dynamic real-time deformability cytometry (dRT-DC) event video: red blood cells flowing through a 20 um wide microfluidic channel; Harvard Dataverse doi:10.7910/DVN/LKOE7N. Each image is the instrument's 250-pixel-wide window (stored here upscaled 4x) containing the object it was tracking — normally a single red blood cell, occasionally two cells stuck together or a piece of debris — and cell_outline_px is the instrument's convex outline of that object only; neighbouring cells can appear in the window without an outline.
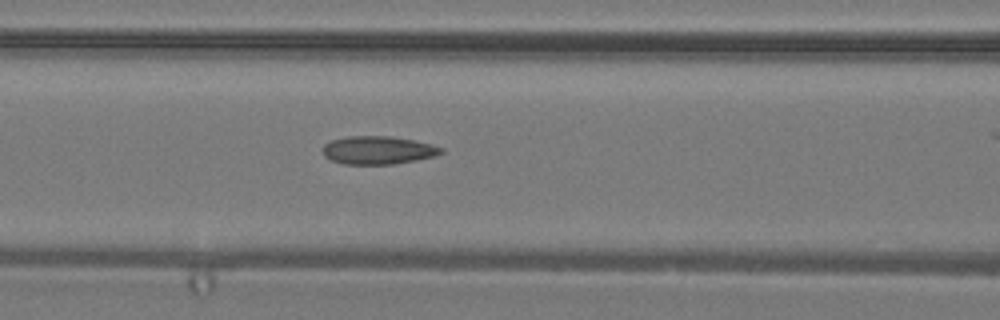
{"species": "common noctule bat (a hibernating species)", "species_latin": "Nyctalus noctula", "temperature_condition": "warm", "stored_images_in_passage": 25, "camera_frame_rate_fps": 3000, "um_per_image_px": 0.085, "animal": {"sex": "male", "body_mass_g": 19.2, "forearm_length_mm": 51.8}, "frame": {"image": 1, "passage_image": 9, "time_ms": 2.667, "image_size_px": [1000, 320], "cell_outline_px": [[444, 152], [436, 156], [416, 160], [392, 164], [344, 164], [332, 160], [324, 156], [324, 144], [332, 140], [348, 136], [392, 136], [432, 144], [444, 148]], "centroid_in_image_um": [32.17, 12.76], "position_along_channel_um": 134.4, "area_um2": 19.36}}
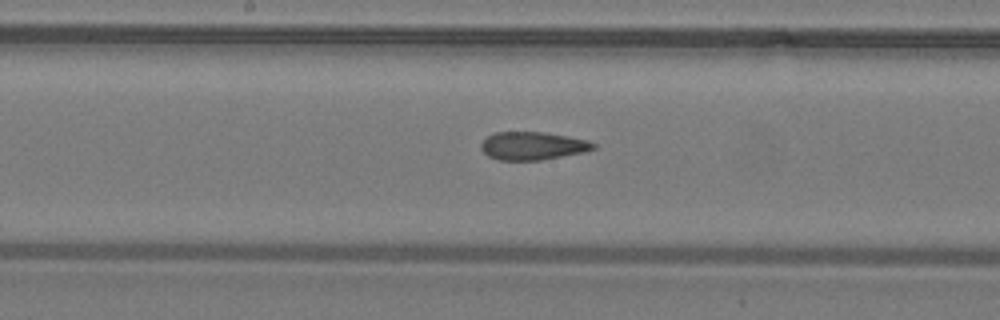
{"frame": {"image": 2, "passage_image": 13, "time_ms": 4.0, "image_size_px": [1000, 320], "cell_outline_px": [[596, 148], [584, 152], [540, 160], [500, 160], [488, 156], [480, 148], [480, 144], [488, 136], [496, 132], [544, 132], [588, 140], [596, 144]], "centroid_in_image_um": [45.28, 12.39], "position_along_channel_um": 202.9, "area_um2": 18.26}}
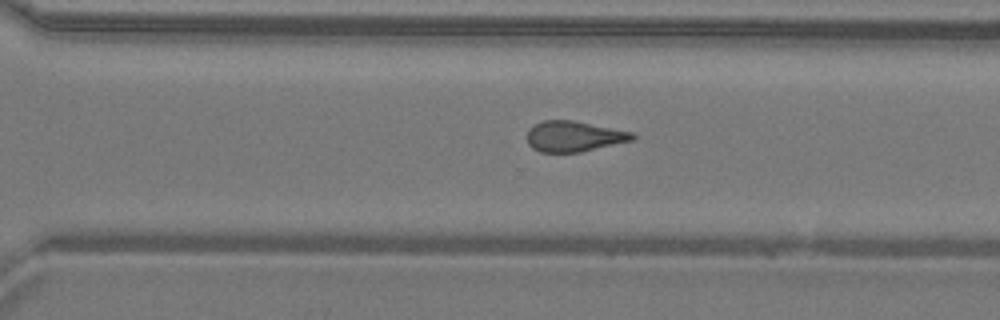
{"frame": {"image": 3, "passage_image": 20, "time_ms": 6.333, "image_size_px": [1000, 320], "cell_outline_px": [[636, 140], [580, 152], [540, 152], [532, 148], [528, 144], [528, 128], [544, 120], [572, 120], [636, 132]], "centroid_in_image_um": [48.85, 11.59], "position_along_channel_um": 321.8, "area_um2": 19.02}}